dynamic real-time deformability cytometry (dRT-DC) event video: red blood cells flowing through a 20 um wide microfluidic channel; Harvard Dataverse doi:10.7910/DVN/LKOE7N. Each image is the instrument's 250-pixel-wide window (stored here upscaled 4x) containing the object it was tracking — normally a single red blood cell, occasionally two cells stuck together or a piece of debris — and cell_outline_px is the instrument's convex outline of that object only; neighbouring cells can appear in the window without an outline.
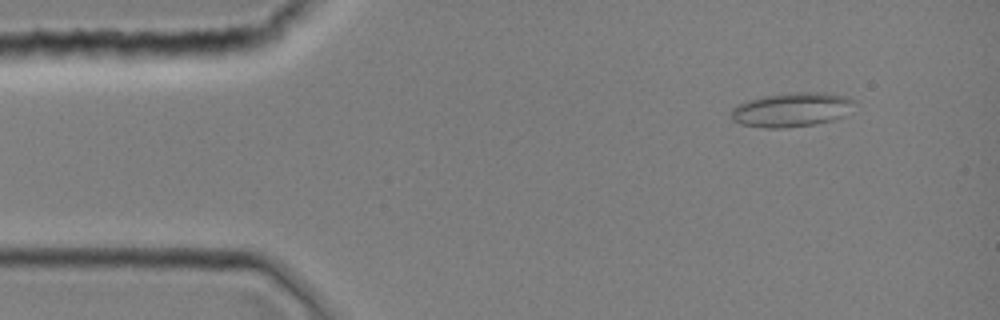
{"species": "common noctule bat (a hibernating species)", "species_latin": "Nyctalus noctula", "temperature_condition": "room temperature", "stored_images_in_passage": 8, "camera_frame_rate_fps": 3000, "um_per_image_px": 0.085, "animal": {"sex": "female", "body_mass_g": 19.0, "forearm_length_mm": 51.5}, "frame": {"image": 1, "passage_image": 4, "time_ms": 1.0, "image_size_px": [1000, 320], "cell_outline_px": [[856, 100], [844, 116], [832, 120], [812, 124], [784, 128], [764, 128], [740, 124], [732, 120], [732, 108], [744, 100], [764, 96], [796, 92], [824, 92], [848, 96]], "centroid_in_image_um": [67.28, 9.31], "position_along_channel_um": 17.7, "area_um2": 24.62}}